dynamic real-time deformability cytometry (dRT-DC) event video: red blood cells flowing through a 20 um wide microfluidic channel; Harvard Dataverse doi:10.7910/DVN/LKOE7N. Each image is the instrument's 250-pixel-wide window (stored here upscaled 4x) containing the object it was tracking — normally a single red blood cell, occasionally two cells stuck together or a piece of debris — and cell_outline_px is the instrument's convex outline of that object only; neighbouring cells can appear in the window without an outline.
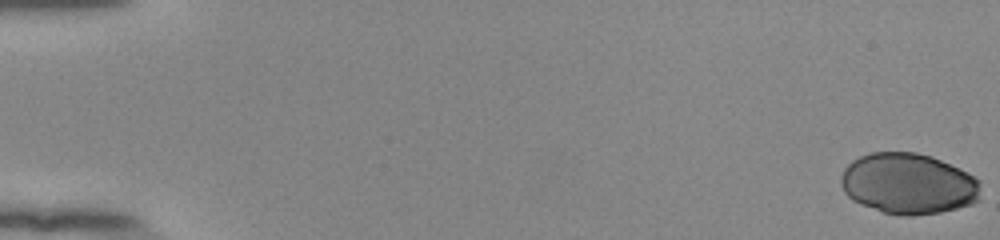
{"species": "human", "species_latin": "Homo sapiens", "temperature_condition": "room temperature", "stored_images_in_passage": 55, "camera_frame_rate_fps": 3000, "um_per_image_px": 0.085, "donor": {"sex": "female"}, "frame": {"image": 1, "passage_image": 1, "time_ms": 0.0, "image_size_px": [1000, 240], "cell_outline_px": [[980, 180], [976, 200], [972, 204], [940, 212], [912, 216], [900, 216], [884, 212], [860, 204], [852, 200], [844, 192], [840, 184], [840, 176], [844, 168], [852, 160], [868, 152], [916, 152], [932, 156]], "centroid_in_image_um": [77.13, 15.61], "position_along_channel_um": 7.9, "area_um2": 49.42}}
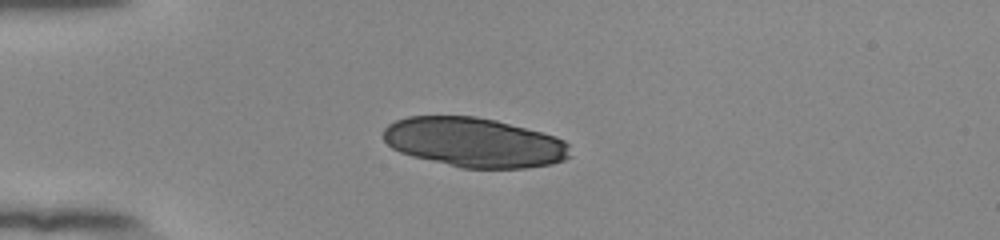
{"frame": {"image": 2, "passage_image": 16, "time_ms": 5.0, "image_size_px": [1000, 240], "cell_outline_px": [[568, 156], [564, 160], [552, 164], [524, 168], [460, 168], [412, 156], [400, 152], [392, 148], [384, 140], [384, 128], [388, 124], [396, 120], [408, 116], [476, 116], [496, 120], [556, 136], [564, 140], [568, 144]], "centroid_in_image_um": [40.29, 12.1], "position_along_channel_um": 44.7, "area_um2": 53.87}}